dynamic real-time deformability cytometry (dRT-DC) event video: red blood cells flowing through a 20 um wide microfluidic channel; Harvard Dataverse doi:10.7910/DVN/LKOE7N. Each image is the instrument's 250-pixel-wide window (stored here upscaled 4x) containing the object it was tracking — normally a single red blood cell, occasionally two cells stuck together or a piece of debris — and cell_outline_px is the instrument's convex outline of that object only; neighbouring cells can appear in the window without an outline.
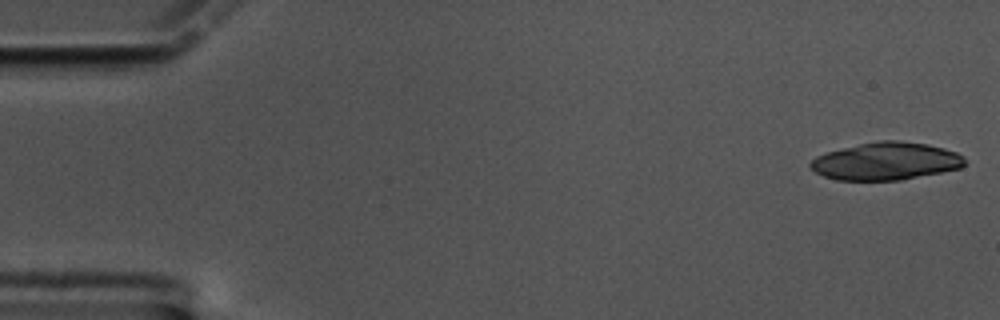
{"species": "common noctule bat (a hibernating species)", "species_latin": "Nyctalus noctula", "temperature_condition": "cold", "stored_images_in_passage": 21, "camera_frame_rate_fps": 3000, "um_per_image_px": 0.085, "animal": {"sex": "male", "body_mass_g": 17.5, "forearm_length_mm": 52.3}, "frame": {"image": 1, "passage_image": 1, "time_ms": 0.0, "image_size_px": [1000, 320], "cell_outline_px": [[964, 164], [960, 168], [900, 180], [836, 180], [824, 176], [816, 172], [808, 164], [816, 156], [828, 152], [860, 144], [880, 140], [900, 140], [928, 144], [944, 148], [956, 152], [964, 156]], "centroid_in_image_um": [75.31, 13.7], "position_along_channel_um": 9.7, "area_um2": 33.58}}